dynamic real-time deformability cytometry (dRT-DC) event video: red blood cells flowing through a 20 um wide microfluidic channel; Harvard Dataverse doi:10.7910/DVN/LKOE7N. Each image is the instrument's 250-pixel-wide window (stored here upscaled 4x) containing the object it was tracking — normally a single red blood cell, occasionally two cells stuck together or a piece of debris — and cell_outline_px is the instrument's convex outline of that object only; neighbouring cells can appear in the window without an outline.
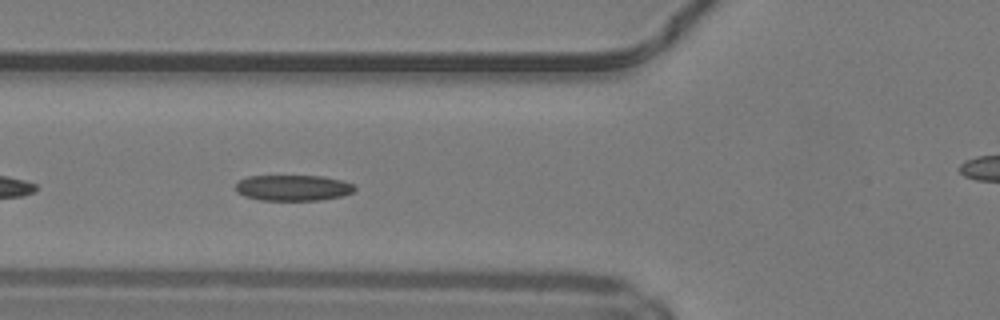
{"species": "common noctule bat (a hibernating species)", "species_latin": "Nyctalus noctula", "temperature_condition": "warm", "stored_images_in_passage": 34, "camera_frame_rate_fps": 3000, "um_per_image_px": 0.085, "animal": {"sex": "male", "body_mass_g": 19.2, "forearm_length_mm": 51.8}, "frame": {"image": 1, "passage_image": 6, "time_ms": 1.667, "image_size_px": [1000, 320], "cell_outline_px": [[356, 188], [352, 192], [344, 196], [320, 200], [260, 200], [244, 196], [236, 192], [236, 184], [240, 180], [248, 176], [320, 176], [340, 180], [352, 184]], "centroid_in_image_um": [24.89, 15.97], "position_along_channel_um": 100.9, "area_um2": 17.86}, "authors_computed_cell_mechanics": {"area_um2": 18.3515, "velocity_mm_per_s": 4.2134, "shape_relaxation_time_tau1_ms": 3.1061, "shape_relaxation_time_tau2_ms": 1.9741, "deformation_change_tau1": 0.1018, "deformation_change_tau2": 0.0778}}